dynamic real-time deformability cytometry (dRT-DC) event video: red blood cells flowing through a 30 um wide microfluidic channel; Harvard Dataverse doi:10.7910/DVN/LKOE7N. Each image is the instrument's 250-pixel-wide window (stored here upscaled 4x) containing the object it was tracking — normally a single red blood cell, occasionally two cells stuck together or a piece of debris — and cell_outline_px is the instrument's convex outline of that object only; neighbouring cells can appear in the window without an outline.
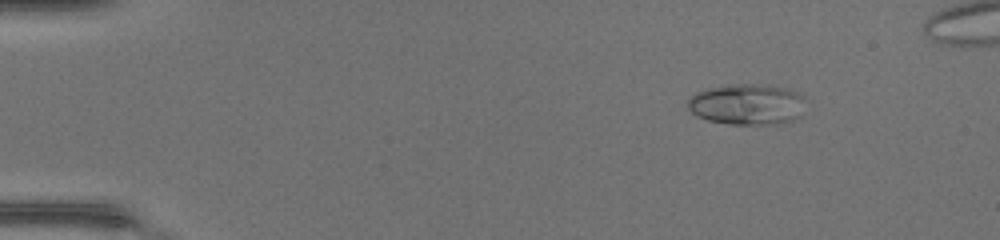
{"species": "common noctule bat (a hibernating species)", "species_latin": "Nyctalus noctula", "temperature_condition": "warm", "stored_images_in_passage": 43, "camera_frame_rate_fps": 3000, "um_per_image_px": 0.085, "animal": {"sex": "female", "body_mass_g": 17.0, "forearm_length_mm": 48.0}, "frame": {"image": 1, "passage_image": 3, "time_ms": 0.667, "image_size_px": [1000, 240], "cell_outline_px": [[808, 100], [800, 116], [792, 120], [780, 124], [728, 124], [708, 120], [696, 116], [688, 108], [688, 100], [696, 92], [712, 88], [736, 84], [752, 84], [784, 88], [800, 92]], "centroid_in_image_um": [63.56, 8.88], "position_along_channel_um": 21.4, "area_um2": 28.15}}
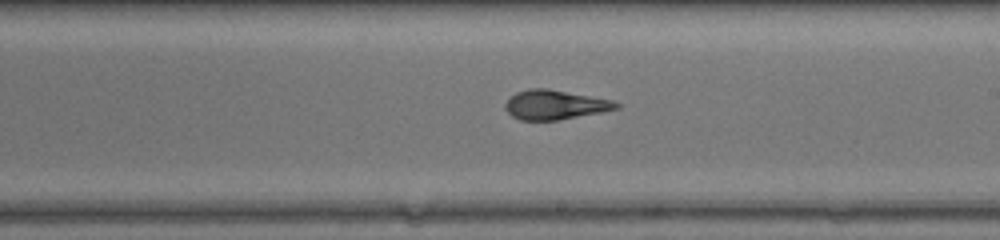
{"frame": {"image": 2, "passage_image": 25, "time_ms": 8.0, "image_size_px": [1000, 240], "cell_outline_px": [[620, 108], [600, 112], [556, 120], [520, 120], [512, 116], [504, 108], [504, 104], [516, 92], [528, 88], [548, 88], [612, 100], [620, 104]], "centroid_in_image_um": [47.14, 8.9], "position_along_channel_um": 241.9, "area_um2": 18.9}}
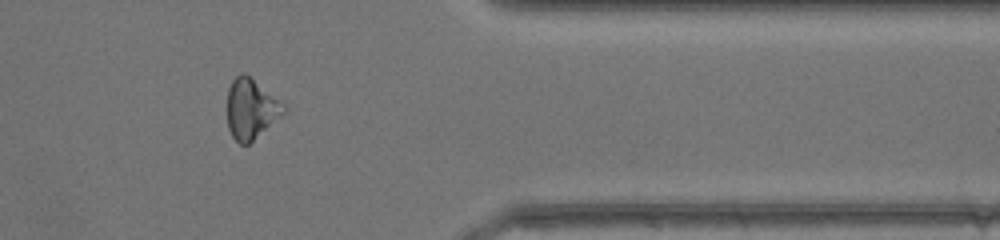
{"frame": {"image": 3, "passage_image": 36, "time_ms": 11.667, "image_size_px": [1000, 240], "cell_outline_px": [[288, 112], [248, 144], [240, 144], [232, 136], [228, 128], [228, 88], [232, 80], [240, 72], [244, 72], [284, 104], [288, 108]], "centroid_in_image_um": [21.36, 9.26], "position_along_channel_um": 390.0, "area_um2": 19.83}}